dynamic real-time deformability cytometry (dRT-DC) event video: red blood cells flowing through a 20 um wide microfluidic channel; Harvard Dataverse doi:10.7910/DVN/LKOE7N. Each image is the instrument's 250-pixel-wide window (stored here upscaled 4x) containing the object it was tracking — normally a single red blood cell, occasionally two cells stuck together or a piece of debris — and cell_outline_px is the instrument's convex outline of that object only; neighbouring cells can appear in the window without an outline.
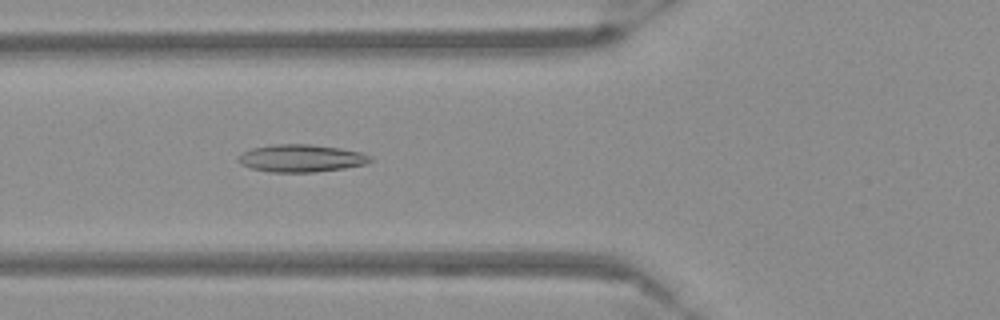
{"species": "Egyptian fruit bat (a non-hibernating species)", "species_latin": "Rousettus aegyptiacus", "temperature_condition": "warm", "stored_images_in_passage": 55, "camera_frame_rate_fps": 3000, "um_per_image_px": 0.085, "frame": {"image": 1, "passage_image": 21, "time_ms": 6.667, "image_size_px": [1000, 320], "cell_outline_px": [[372, 160], [368, 164], [344, 168], [316, 172], [272, 172], [252, 168], [236, 160], [244, 152], [252, 148], [272, 144], [308, 144], [340, 148], [360, 152], [372, 156]], "centroid_in_image_um": [25.65, 13.45], "position_along_channel_um": 100.1, "area_um2": 21.04}}
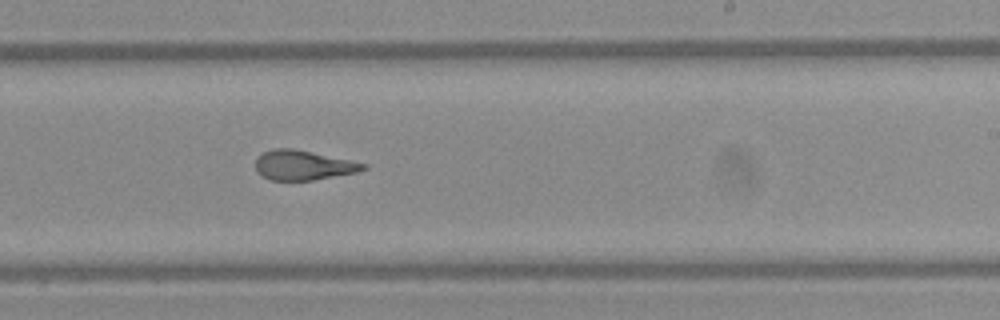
{"frame": {"image": 2, "passage_image": 34, "time_ms": 11.0, "image_size_px": [1000, 320], "cell_outline_px": [[368, 168], [356, 172], [312, 180], [272, 180], [260, 176], [256, 172], [256, 156], [272, 148], [292, 148], [368, 164]], "centroid_in_image_um": [25.72, 14.04], "position_along_channel_um": 263.3, "area_um2": 18.55}}
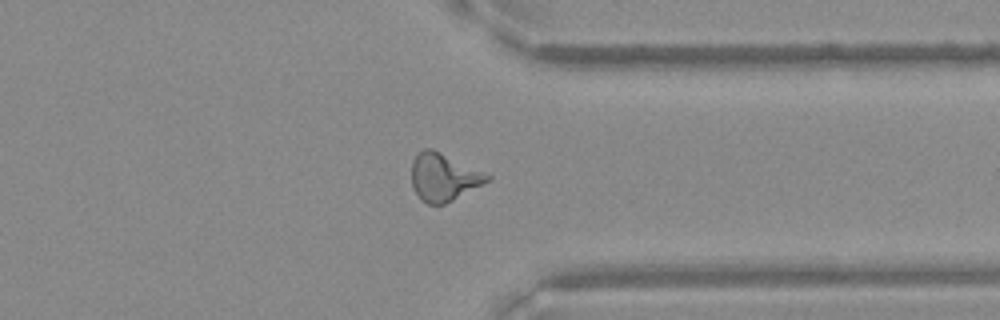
{"frame": {"image": 3, "passage_image": 43, "time_ms": 14.0, "image_size_px": [1000, 320], "cell_outline_px": [[492, 180], [444, 204], [428, 204], [420, 200], [412, 184], [412, 160], [424, 148], [432, 148], [492, 176]], "centroid_in_image_um": [37.71, 15.06], "position_along_channel_um": 373.7, "area_um2": 20.81}}